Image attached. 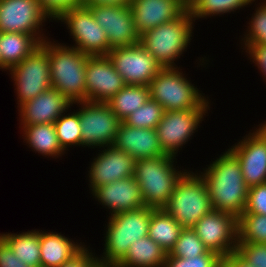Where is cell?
Wrapping results in <instances>:
<instances>
[{
	"label": "cell",
	"mask_w": 266,
	"mask_h": 267,
	"mask_svg": "<svg viewBox=\"0 0 266 267\" xmlns=\"http://www.w3.org/2000/svg\"><path fill=\"white\" fill-rule=\"evenodd\" d=\"M198 172L205 180L213 210L239 218L245 210L248 187L236 155L228 148Z\"/></svg>",
	"instance_id": "6da1fadb"
},
{
	"label": "cell",
	"mask_w": 266,
	"mask_h": 267,
	"mask_svg": "<svg viewBox=\"0 0 266 267\" xmlns=\"http://www.w3.org/2000/svg\"><path fill=\"white\" fill-rule=\"evenodd\" d=\"M153 209L150 206H142L112 216L107 215L103 253L96 254L99 267H115L125 257L133 242L148 236Z\"/></svg>",
	"instance_id": "7a4b0ae2"
},
{
	"label": "cell",
	"mask_w": 266,
	"mask_h": 267,
	"mask_svg": "<svg viewBox=\"0 0 266 267\" xmlns=\"http://www.w3.org/2000/svg\"><path fill=\"white\" fill-rule=\"evenodd\" d=\"M53 40V41H52ZM49 53L50 81L71 103L86 101V63L89 54L48 38L41 43Z\"/></svg>",
	"instance_id": "3957f363"
},
{
	"label": "cell",
	"mask_w": 266,
	"mask_h": 267,
	"mask_svg": "<svg viewBox=\"0 0 266 267\" xmlns=\"http://www.w3.org/2000/svg\"><path fill=\"white\" fill-rule=\"evenodd\" d=\"M194 23L187 8L177 19L147 30L140 35L139 44L163 67L176 68V61L187 52L194 37ZM193 35V36H192Z\"/></svg>",
	"instance_id": "277c9868"
},
{
	"label": "cell",
	"mask_w": 266,
	"mask_h": 267,
	"mask_svg": "<svg viewBox=\"0 0 266 267\" xmlns=\"http://www.w3.org/2000/svg\"><path fill=\"white\" fill-rule=\"evenodd\" d=\"M176 165L177 158L172 155L136 161L134 178L140 185L145 206L160 209L169 202L177 182L188 171Z\"/></svg>",
	"instance_id": "5b68a950"
},
{
	"label": "cell",
	"mask_w": 266,
	"mask_h": 267,
	"mask_svg": "<svg viewBox=\"0 0 266 267\" xmlns=\"http://www.w3.org/2000/svg\"><path fill=\"white\" fill-rule=\"evenodd\" d=\"M180 65L162 68L149 84L150 98L157 101L164 111L210 109L208 95L192 84Z\"/></svg>",
	"instance_id": "8992f818"
},
{
	"label": "cell",
	"mask_w": 266,
	"mask_h": 267,
	"mask_svg": "<svg viewBox=\"0 0 266 267\" xmlns=\"http://www.w3.org/2000/svg\"><path fill=\"white\" fill-rule=\"evenodd\" d=\"M163 209L183 228H192L213 209L207 184L198 170L193 172L188 169L177 182Z\"/></svg>",
	"instance_id": "52a82bcc"
},
{
	"label": "cell",
	"mask_w": 266,
	"mask_h": 267,
	"mask_svg": "<svg viewBox=\"0 0 266 267\" xmlns=\"http://www.w3.org/2000/svg\"><path fill=\"white\" fill-rule=\"evenodd\" d=\"M48 50L41 44L19 64L7 71L13 80L17 109L52 87ZM9 72V73H8Z\"/></svg>",
	"instance_id": "ba28073f"
},
{
	"label": "cell",
	"mask_w": 266,
	"mask_h": 267,
	"mask_svg": "<svg viewBox=\"0 0 266 267\" xmlns=\"http://www.w3.org/2000/svg\"><path fill=\"white\" fill-rule=\"evenodd\" d=\"M78 106L82 147L99 148L113 146L121 120L103 102H74ZM95 147V148H94Z\"/></svg>",
	"instance_id": "9c48e42d"
},
{
	"label": "cell",
	"mask_w": 266,
	"mask_h": 267,
	"mask_svg": "<svg viewBox=\"0 0 266 267\" xmlns=\"http://www.w3.org/2000/svg\"><path fill=\"white\" fill-rule=\"evenodd\" d=\"M56 21L65 24L67 32L72 36L73 44L68 46L90 56L108 54V36L87 6L72 8L64 12Z\"/></svg>",
	"instance_id": "30bf717a"
},
{
	"label": "cell",
	"mask_w": 266,
	"mask_h": 267,
	"mask_svg": "<svg viewBox=\"0 0 266 267\" xmlns=\"http://www.w3.org/2000/svg\"><path fill=\"white\" fill-rule=\"evenodd\" d=\"M210 109L165 111L155 128L161 147L167 155L178 156L201 127Z\"/></svg>",
	"instance_id": "8fae6325"
},
{
	"label": "cell",
	"mask_w": 266,
	"mask_h": 267,
	"mask_svg": "<svg viewBox=\"0 0 266 267\" xmlns=\"http://www.w3.org/2000/svg\"><path fill=\"white\" fill-rule=\"evenodd\" d=\"M48 20L38 0H0V32L30 34L42 43L50 38L43 31Z\"/></svg>",
	"instance_id": "7c38bea8"
},
{
	"label": "cell",
	"mask_w": 266,
	"mask_h": 267,
	"mask_svg": "<svg viewBox=\"0 0 266 267\" xmlns=\"http://www.w3.org/2000/svg\"><path fill=\"white\" fill-rule=\"evenodd\" d=\"M192 229L209 251L222 258L236 252L238 218L235 215L212 209Z\"/></svg>",
	"instance_id": "4fadbf2b"
},
{
	"label": "cell",
	"mask_w": 266,
	"mask_h": 267,
	"mask_svg": "<svg viewBox=\"0 0 266 267\" xmlns=\"http://www.w3.org/2000/svg\"><path fill=\"white\" fill-rule=\"evenodd\" d=\"M107 56L125 84L149 86L163 68L139 43L111 49Z\"/></svg>",
	"instance_id": "5bb4252c"
},
{
	"label": "cell",
	"mask_w": 266,
	"mask_h": 267,
	"mask_svg": "<svg viewBox=\"0 0 266 267\" xmlns=\"http://www.w3.org/2000/svg\"><path fill=\"white\" fill-rule=\"evenodd\" d=\"M253 129L229 147L239 160L248 188L266 182V129L261 124Z\"/></svg>",
	"instance_id": "9a60e30c"
},
{
	"label": "cell",
	"mask_w": 266,
	"mask_h": 267,
	"mask_svg": "<svg viewBox=\"0 0 266 267\" xmlns=\"http://www.w3.org/2000/svg\"><path fill=\"white\" fill-rule=\"evenodd\" d=\"M87 7L106 32L109 51L139 43L140 34L135 28L130 6L87 5Z\"/></svg>",
	"instance_id": "2e32d148"
},
{
	"label": "cell",
	"mask_w": 266,
	"mask_h": 267,
	"mask_svg": "<svg viewBox=\"0 0 266 267\" xmlns=\"http://www.w3.org/2000/svg\"><path fill=\"white\" fill-rule=\"evenodd\" d=\"M100 148L98 154L93 157V162L88 164L87 178L90 192L106 183L134 176L135 173L137 161L135 158L114 146Z\"/></svg>",
	"instance_id": "e0dca14e"
},
{
	"label": "cell",
	"mask_w": 266,
	"mask_h": 267,
	"mask_svg": "<svg viewBox=\"0 0 266 267\" xmlns=\"http://www.w3.org/2000/svg\"><path fill=\"white\" fill-rule=\"evenodd\" d=\"M86 101L107 102L126 84L107 55L90 56L86 63Z\"/></svg>",
	"instance_id": "ac0fdd59"
},
{
	"label": "cell",
	"mask_w": 266,
	"mask_h": 267,
	"mask_svg": "<svg viewBox=\"0 0 266 267\" xmlns=\"http://www.w3.org/2000/svg\"><path fill=\"white\" fill-rule=\"evenodd\" d=\"M91 194L106 211L110 210V216L145 206L140 185L134 176L101 185Z\"/></svg>",
	"instance_id": "d6986e66"
},
{
	"label": "cell",
	"mask_w": 266,
	"mask_h": 267,
	"mask_svg": "<svg viewBox=\"0 0 266 267\" xmlns=\"http://www.w3.org/2000/svg\"><path fill=\"white\" fill-rule=\"evenodd\" d=\"M70 107L72 103L51 87L18 108L19 126L54 123Z\"/></svg>",
	"instance_id": "ffe728a7"
},
{
	"label": "cell",
	"mask_w": 266,
	"mask_h": 267,
	"mask_svg": "<svg viewBox=\"0 0 266 267\" xmlns=\"http://www.w3.org/2000/svg\"><path fill=\"white\" fill-rule=\"evenodd\" d=\"M135 28L141 35L147 30L177 19L188 7L182 0H131Z\"/></svg>",
	"instance_id": "44dd1931"
},
{
	"label": "cell",
	"mask_w": 266,
	"mask_h": 267,
	"mask_svg": "<svg viewBox=\"0 0 266 267\" xmlns=\"http://www.w3.org/2000/svg\"><path fill=\"white\" fill-rule=\"evenodd\" d=\"M113 146L136 160L167 155L160 144L156 130L134 128L124 122L118 128Z\"/></svg>",
	"instance_id": "7402d4cb"
},
{
	"label": "cell",
	"mask_w": 266,
	"mask_h": 267,
	"mask_svg": "<svg viewBox=\"0 0 266 267\" xmlns=\"http://www.w3.org/2000/svg\"><path fill=\"white\" fill-rule=\"evenodd\" d=\"M45 231V232H44ZM40 230L41 267H60L77 255L87 244L62 233Z\"/></svg>",
	"instance_id": "603a6c76"
},
{
	"label": "cell",
	"mask_w": 266,
	"mask_h": 267,
	"mask_svg": "<svg viewBox=\"0 0 266 267\" xmlns=\"http://www.w3.org/2000/svg\"><path fill=\"white\" fill-rule=\"evenodd\" d=\"M28 148L47 158H61L65 152L59 144L54 123L19 126Z\"/></svg>",
	"instance_id": "cb8c5ba5"
},
{
	"label": "cell",
	"mask_w": 266,
	"mask_h": 267,
	"mask_svg": "<svg viewBox=\"0 0 266 267\" xmlns=\"http://www.w3.org/2000/svg\"><path fill=\"white\" fill-rule=\"evenodd\" d=\"M41 43L30 34L0 32L1 70L8 71L29 56Z\"/></svg>",
	"instance_id": "d4e9b609"
},
{
	"label": "cell",
	"mask_w": 266,
	"mask_h": 267,
	"mask_svg": "<svg viewBox=\"0 0 266 267\" xmlns=\"http://www.w3.org/2000/svg\"><path fill=\"white\" fill-rule=\"evenodd\" d=\"M166 256V251L146 236L133 242L115 267H164Z\"/></svg>",
	"instance_id": "484cf974"
},
{
	"label": "cell",
	"mask_w": 266,
	"mask_h": 267,
	"mask_svg": "<svg viewBox=\"0 0 266 267\" xmlns=\"http://www.w3.org/2000/svg\"><path fill=\"white\" fill-rule=\"evenodd\" d=\"M183 227L163 208L153 209L148 236L169 253L180 236Z\"/></svg>",
	"instance_id": "4316f807"
},
{
	"label": "cell",
	"mask_w": 266,
	"mask_h": 267,
	"mask_svg": "<svg viewBox=\"0 0 266 267\" xmlns=\"http://www.w3.org/2000/svg\"><path fill=\"white\" fill-rule=\"evenodd\" d=\"M9 243L15 257L30 267H41L40 259V229L28 230L22 233H0Z\"/></svg>",
	"instance_id": "83f0119b"
},
{
	"label": "cell",
	"mask_w": 266,
	"mask_h": 267,
	"mask_svg": "<svg viewBox=\"0 0 266 267\" xmlns=\"http://www.w3.org/2000/svg\"><path fill=\"white\" fill-rule=\"evenodd\" d=\"M149 98V86L126 84L105 103L123 122L132 112L143 106Z\"/></svg>",
	"instance_id": "f1b7e54d"
},
{
	"label": "cell",
	"mask_w": 266,
	"mask_h": 267,
	"mask_svg": "<svg viewBox=\"0 0 266 267\" xmlns=\"http://www.w3.org/2000/svg\"><path fill=\"white\" fill-rule=\"evenodd\" d=\"M255 2V4L253 3ZM258 0H195L188 9L191 11L192 18L196 21L198 19H207V17H216L225 14H234L236 10H241L252 4L254 6Z\"/></svg>",
	"instance_id": "f546056e"
},
{
	"label": "cell",
	"mask_w": 266,
	"mask_h": 267,
	"mask_svg": "<svg viewBox=\"0 0 266 267\" xmlns=\"http://www.w3.org/2000/svg\"><path fill=\"white\" fill-rule=\"evenodd\" d=\"M71 109L72 108L70 107V109L66 110L54 122L59 144L65 152H68L69 147L79 146L82 148L81 126L78 109L76 111L73 110V112ZM69 110L71 112H69Z\"/></svg>",
	"instance_id": "4dcf8cb0"
},
{
	"label": "cell",
	"mask_w": 266,
	"mask_h": 267,
	"mask_svg": "<svg viewBox=\"0 0 266 267\" xmlns=\"http://www.w3.org/2000/svg\"><path fill=\"white\" fill-rule=\"evenodd\" d=\"M238 242L266 244V215L242 213L238 218Z\"/></svg>",
	"instance_id": "1f68e13d"
},
{
	"label": "cell",
	"mask_w": 266,
	"mask_h": 267,
	"mask_svg": "<svg viewBox=\"0 0 266 267\" xmlns=\"http://www.w3.org/2000/svg\"><path fill=\"white\" fill-rule=\"evenodd\" d=\"M255 6V12L247 22L248 27L241 37V49L252 44L266 45V0ZM243 47V48H242Z\"/></svg>",
	"instance_id": "d6a6232c"
},
{
	"label": "cell",
	"mask_w": 266,
	"mask_h": 267,
	"mask_svg": "<svg viewBox=\"0 0 266 267\" xmlns=\"http://www.w3.org/2000/svg\"><path fill=\"white\" fill-rule=\"evenodd\" d=\"M164 112L163 107L157 101L149 98L143 106L132 112L123 122L134 128L155 129Z\"/></svg>",
	"instance_id": "836d02e7"
},
{
	"label": "cell",
	"mask_w": 266,
	"mask_h": 267,
	"mask_svg": "<svg viewBox=\"0 0 266 267\" xmlns=\"http://www.w3.org/2000/svg\"><path fill=\"white\" fill-rule=\"evenodd\" d=\"M208 249L192 228H183L178 240L167 256L194 258L205 254Z\"/></svg>",
	"instance_id": "e575fe53"
},
{
	"label": "cell",
	"mask_w": 266,
	"mask_h": 267,
	"mask_svg": "<svg viewBox=\"0 0 266 267\" xmlns=\"http://www.w3.org/2000/svg\"><path fill=\"white\" fill-rule=\"evenodd\" d=\"M164 267H222V257L209 250L194 258L166 256Z\"/></svg>",
	"instance_id": "d590c367"
},
{
	"label": "cell",
	"mask_w": 266,
	"mask_h": 267,
	"mask_svg": "<svg viewBox=\"0 0 266 267\" xmlns=\"http://www.w3.org/2000/svg\"><path fill=\"white\" fill-rule=\"evenodd\" d=\"M236 253L252 267H266V244L237 242Z\"/></svg>",
	"instance_id": "8d00e7d4"
},
{
	"label": "cell",
	"mask_w": 266,
	"mask_h": 267,
	"mask_svg": "<svg viewBox=\"0 0 266 267\" xmlns=\"http://www.w3.org/2000/svg\"><path fill=\"white\" fill-rule=\"evenodd\" d=\"M243 213L266 215V182L248 188L247 202Z\"/></svg>",
	"instance_id": "74e56055"
},
{
	"label": "cell",
	"mask_w": 266,
	"mask_h": 267,
	"mask_svg": "<svg viewBox=\"0 0 266 267\" xmlns=\"http://www.w3.org/2000/svg\"><path fill=\"white\" fill-rule=\"evenodd\" d=\"M43 11L55 21L66 11L83 6V0H38Z\"/></svg>",
	"instance_id": "f35d334b"
},
{
	"label": "cell",
	"mask_w": 266,
	"mask_h": 267,
	"mask_svg": "<svg viewBox=\"0 0 266 267\" xmlns=\"http://www.w3.org/2000/svg\"><path fill=\"white\" fill-rule=\"evenodd\" d=\"M243 50L246 52L248 60L250 59V62L255 63L254 66L257 67L260 76L266 82V45L252 44L246 46Z\"/></svg>",
	"instance_id": "ab89813d"
},
{
	"label": "cell",
	"mask_w": 266,
	"mask_h": 267,
	"mask_svg": "<svg viewBox=\"0 0 266 267\" xmlns=\"http://www.w3.org/2000/svg\"><path fill=\"white\" fill-rule=\"evenodd\" d=\"M90 246H85L77 255L60 267H99L96 253Z\"/></svg>",
	"instance_id": "60d3db41"
},
{
	"label": "cell",
	"mask_w": 266,
	"mask_h": 267,
	"mask_svg": "<svg viewBox=\"0 0 266 267\" xmlns=\"http://www.w3.org/2000/svg\"><path fill=\"white\" fill-rule=\"evenodd\" d=\"M0 267H30L15 257L9 243L0 235Z\"/></svg>",
	"instance_id": "b9f144b4"
},
{
	"label": "cell",
	"mask_w": 266,
	"mask_h": 267,
	"mask_svg": "<svg viewBox=\"0 0 266 267\" xmlns=\"http://www.w3.org/2000/svg\"><path fill=\"white\" fill-rule=\"evenodd\" d=\"M222 267H252V266L248 264L244 259H242L236 252H234L222 258Z\"/></svg>",
	"instance_id": "7bdbcfd3"
},
{
	"label": "cell",
	"mask_w": 266,
	"mask_h": 267,
	"mask_svg": "<svg viewBox=\"0 0 266 267\" xmlns=\"http://www.w3.org/2000/svg\"><path fill=\"white\" fill-rule=\"evenodd\" d=\"M131 0H83V6L87 5H111L130 6Z\"/></svg>",
	"instance_id": "ee69618b"
},
{
	"label": "cell",
	"mask_w": 266,
	"mask_h": 267,
	"mask_svg": "<svg viewBox=\"0 0 266 267\" xmlns=\"http://www.w3.org/2000/svg\"><path fill=\"white\" fill-rule=\"evenodd\" d=\"M195 0H182V2L189 7Z\"/></svg>",
	"instance_id": "f6af8a7d"
},
{
	"label": "cell",
	"mask_w": 266,
	"mask_h": 267,
	"mask_svg": "<svg viewBox=\"0 0 266 267\" xmlns=\"http://www.w3.org/2000/svg\"><path fill=\"white\" fill-rule=\"evenodd\" d=\"M263 122L261 123V125L266 129V121H263Z\"/></svg>",
	"instance_id": "bcb514c9"
}]
</instances>
